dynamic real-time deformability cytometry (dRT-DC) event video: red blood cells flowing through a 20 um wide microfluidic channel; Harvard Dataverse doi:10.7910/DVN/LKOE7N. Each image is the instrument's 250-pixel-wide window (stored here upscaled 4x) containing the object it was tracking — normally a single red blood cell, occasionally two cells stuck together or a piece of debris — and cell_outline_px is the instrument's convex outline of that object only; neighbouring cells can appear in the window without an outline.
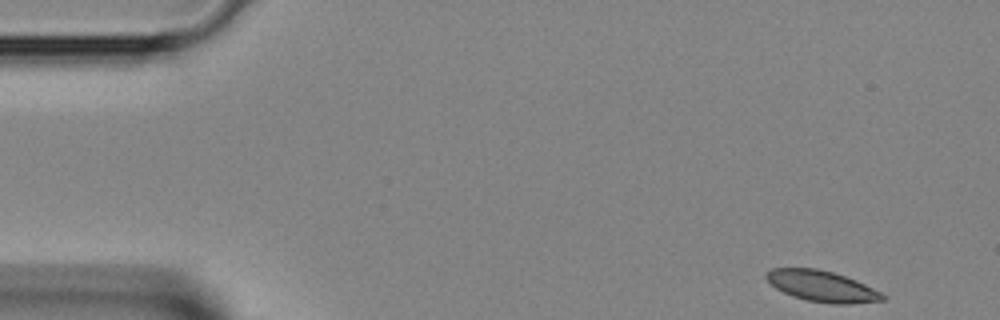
{"species": "Egyptian fruit bat (a non-hibernating species)", "species_latin": "Rousettus aegyptiacus", "temperature_condition": "room temperature", "stored_images_in_passage": 42, "camera_frame_rate_fps": 3000, "um_per_image_px": 0.085, "animal": {"sex": "female"}, "frame": {"image": 1, "passage_image": 1, "time_ms": 0.0, "image_size_px": [1000, 320], "cell_outline_px": [[888, 296], [884, 300], [852, 304], [832, 304], [808, 300], [792, 296], [776, 288], [764, 276], [764, 272], [772, 268], [816, 268], [832, 272], [856, 280]], "centroid_in_image_um": [69.86, 24.33], "position_along_channel_um": 15.1, "area_um2": 20.92}}
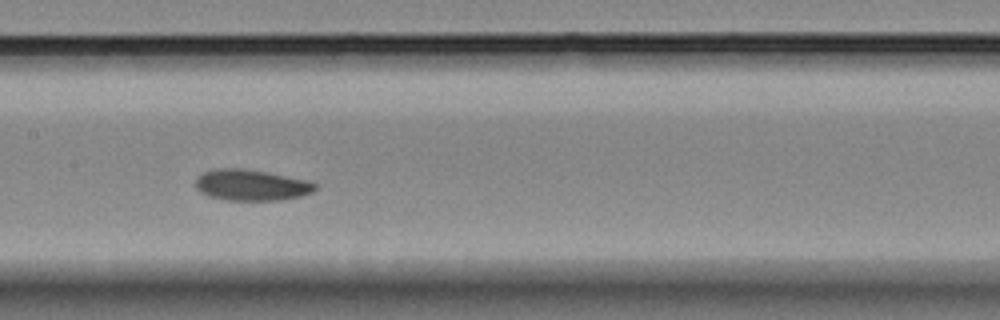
{"frame": {"image": 2, "passage_image": 19, "time_ms": 6.0, "image_size_px": [1000, 320], "cell_outline_px": [[316, 188], [312, 192], [300, 196], [280, 200], [224, 200], [208, 196], [200, 192], [196, 188], [196, 176], [212, 168], [240, 168], [268, 172], [308, 180], [316, 184]], "centroid_in_image_um": [21.32, 15.72], "position_along_channel_um": 186.1, "area_um2": 21.79}}
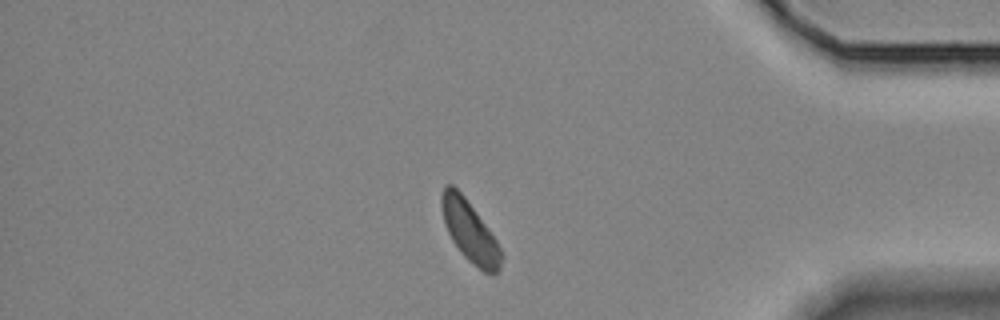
{"frame": {"image": 3, "passage_image": 35, "time_ms": 11.333, "image_size_px": [1000, 320], "cell_outline_px": [[504, 256], [500, 268], [496, 276], [492, 276], [484, 272], [472, 264], [460, 252], [452, 240], [444, 224], [440, 204], [440, 196], [444, 184], [452, 184], [464, 196], [496, 240]], "centroid_in_image_um": [39.92, 19.7], "position_along_channel_um": 395.3, "area_um2": 21.33}}